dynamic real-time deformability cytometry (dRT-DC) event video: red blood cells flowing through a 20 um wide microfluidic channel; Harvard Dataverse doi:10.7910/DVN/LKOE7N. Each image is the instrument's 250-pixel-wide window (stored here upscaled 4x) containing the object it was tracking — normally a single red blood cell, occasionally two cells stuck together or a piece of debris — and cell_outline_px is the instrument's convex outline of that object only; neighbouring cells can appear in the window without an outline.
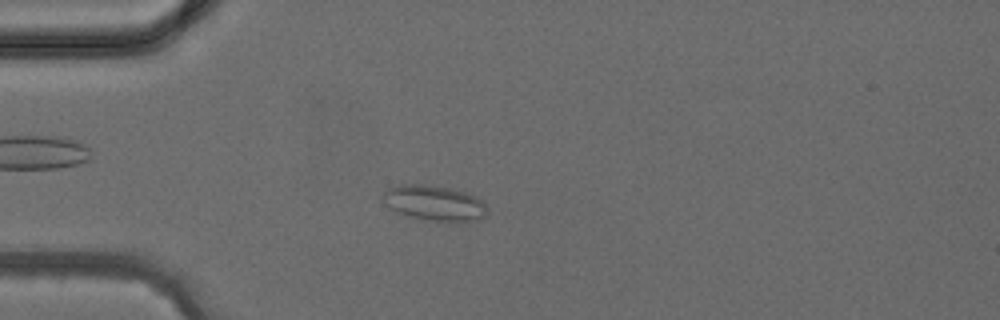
{"species": "common noctule bat (a hibernating species)", "species_latin": "Nyctalus noctula", "temperature_condition": "cold", "stored_images_in_passage": 4, "camera_frame_rate_fps": 3000, "um_per_image_px": 0.085, "animal": {"sex": "female", "body_mass_g": 24.6, "forearm_length_mm": 56.2}, "frame": {"image": 1, "passage_image": 3, "time_ms": 3.333, "image_size_px": [1000, 320], "cell_outline_px": [[488, 212], [484, 216], [476, 220], [452, 224], [428, 220], [396, 212], [384, 204], [380, 200], [380, 196], [388, 188], [396, 184], [424, 184], [452, 188], [468, 192], [476, 196], [488, 208]], "centroid_in_image_um": [36.91, 17.26], "position_along_channel_um": 48.1, "area_um2": 22.2}}
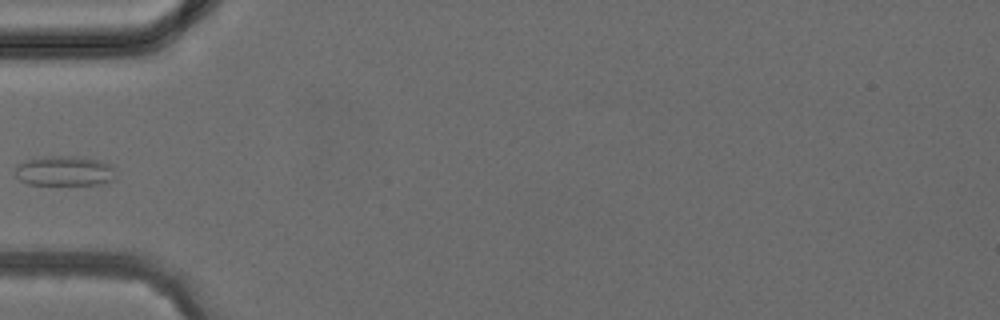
{"frame": {"image": 2, "passage_image": 4, "time_ms": 4.333, "image_size_px": [1000, 320], "cell_outline_px": [[116, 180], [100, 184], [28, 184], [20, 180], [12, 172], [16, 164], [28, 160], [48, 156], [76, 156], [100, 160], [112, 164], [116, 168]], "centroid_in_image_um": [5.53, 14.52], "position_along_channel_um": 79.5, "area_um2": 17.92}}